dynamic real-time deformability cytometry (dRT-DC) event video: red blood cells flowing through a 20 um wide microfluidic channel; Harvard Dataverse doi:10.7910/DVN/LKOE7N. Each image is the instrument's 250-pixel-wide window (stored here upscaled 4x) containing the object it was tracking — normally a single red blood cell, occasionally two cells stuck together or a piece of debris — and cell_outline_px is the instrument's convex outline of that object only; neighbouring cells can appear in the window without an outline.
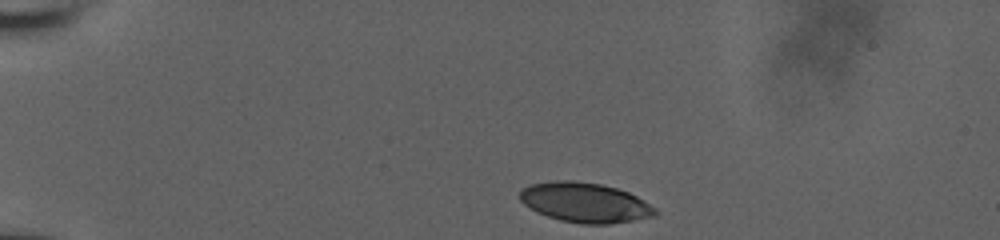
{"species": "human", "species_latin": "Homo sapiens", "temperature_condition": "room temperature", "stored_images_in_passage": 39, "camera_frame_rate_fps": 3000, "um_per_image_px": 0.085, "donor": {"sex": "male"}, "frame": {"image": 1, "passage_image": 1, "time_ms": 0.0, "image_size_px": [1000, 240], "cell_outline_px": [[660, 212], [656, 216], [608, 224], [580, 224], [560, 220], [536, 212], [524, 204], [520, 200], [520, 188], [528, 184], [556, 180], [572, 180], [600, 184], [616, 188], [628, 192], [636, 196], [656, 208]], "centroid_in_image_um": [49.7, 17.21], "position_along_channel_um": 35.3, "area_um2": 31.56}}
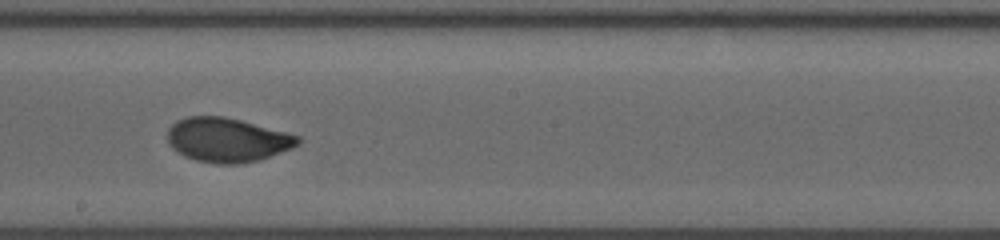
{"frame": {"image": 2, "passage_image": 22, "time_ms": 7.0, "image_size_px": [1000, 240], "cell_outline_px": [[300, 144], [292, 148], [260, 160], [240, 164], [216, 164], [196, 160], [184, 156], [176, 152], [168, 144], [168, 128], [176, 120], [188, 116], [224, 116], [240, 120], [300, 136]], "centroid_in_image_um": [19.29, 11.9], "position_along_channel_um": 228.9, "area_um2": 33.76}}
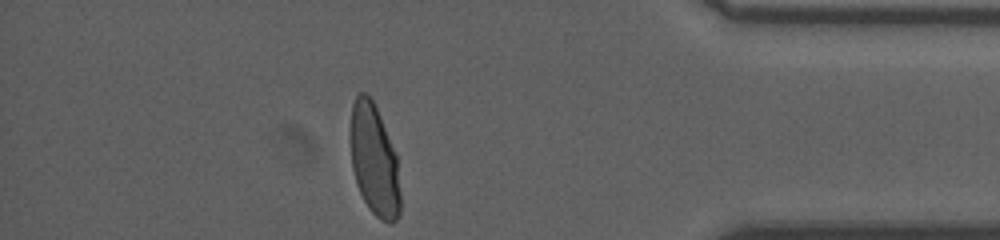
{"frame": {"image": 3, "passage_image": 38, "time_ms": 12.333, "image_size_px": [1000, 240], "cell_outline_px": [[400, 212], [396, 220], [392, 224], [388, 224], [380, 220], [368, 208], [356, 184], [352, 168], [352, 104], [356, 96], [360, 92], [364, 92], [372, 100], [376, 108], [396, 156], [400, 192]], "centroid_in_image_um": [31.82, 13.71], "position_along_channel_um": 403.4, "area_um2": 31.67}, "authors_computed_cell_mechanics": {"area_um2": 33.1194, "velocity_mm_per_s": 3.824, "shape_relaxation_time_tau1_ms": 4.9057, "shape_relaxation_time_tau2_ms": null, "deformation_change_tau1": 0.1814, "deformation_change_tau2": null}}